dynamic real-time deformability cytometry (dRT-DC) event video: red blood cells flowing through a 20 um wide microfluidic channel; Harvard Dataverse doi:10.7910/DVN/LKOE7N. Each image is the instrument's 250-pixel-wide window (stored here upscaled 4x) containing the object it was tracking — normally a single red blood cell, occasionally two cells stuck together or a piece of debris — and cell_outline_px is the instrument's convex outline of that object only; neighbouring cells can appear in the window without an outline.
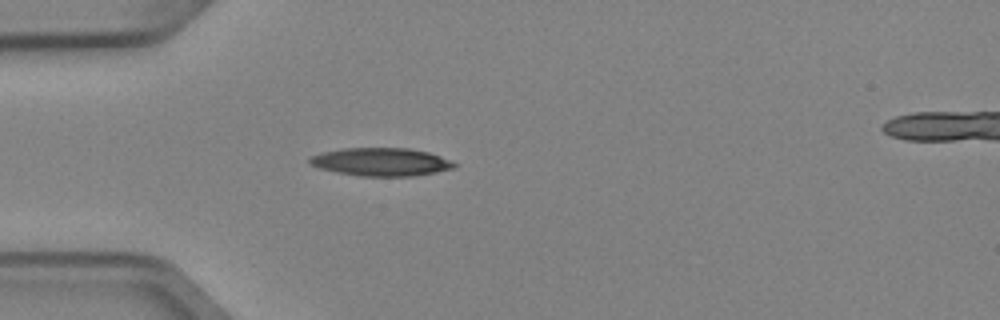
{"species": "Egyptian fruit bat (a non-hibernating species)", "species_latin": "Rousettus aegyptiacus", "temperature_condition": "cold", "stored_images_in_passage": 1, "camera_frame_rate_fps": 3000, "um_per_image_px": 0.085, "animal": {"sex": "female"}, "frame": {"image": 1, "passage_image": 1, "time_ms": 0.0, "image_size_px": [1000, 320], "cell_outline_px": [[456, 168], [436, 172], [412, 176], [360, 176], [336, 172], [320, 168], [308, 164], [308, 160], [312, 156], [324, 152], [344, 148], [408, 148], [428, 152], [452, 160], [456, 164]], "centroid_in_image_um": [32.41, 13.76], "position_along_channel_um": 52.6, "area_um2": 23.64}}